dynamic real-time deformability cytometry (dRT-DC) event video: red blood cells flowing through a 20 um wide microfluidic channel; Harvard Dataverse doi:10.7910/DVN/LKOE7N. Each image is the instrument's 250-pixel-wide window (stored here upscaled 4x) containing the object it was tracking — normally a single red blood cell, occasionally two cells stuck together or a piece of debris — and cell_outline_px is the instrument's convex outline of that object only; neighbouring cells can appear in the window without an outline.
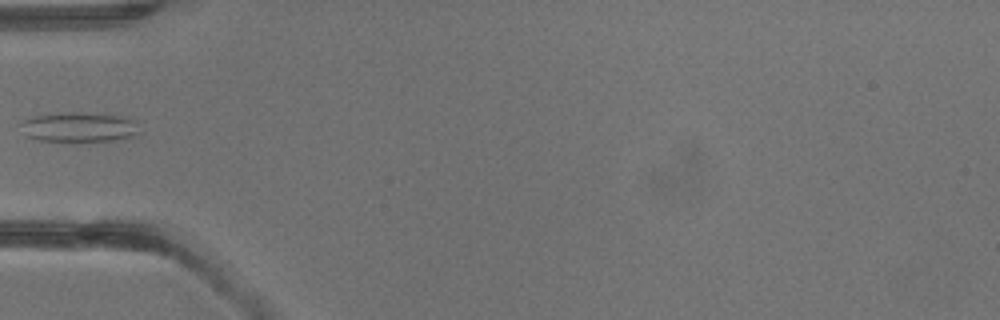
{"species": "common noctule bat (a hibernating species)", "species_latin": "Nyctalus noctula", "temperature_condition": "warm", "stored_images_in_passage": 4, "camera_frame_rate_fps": 3000, "um_per_image_px": 0.085, "animal": {"sex": "male", "body_mass_g": 13.3}, "frame": {"image": 1, "passage_image": 4, "time_ms": 3.333, "image_size_px": [1000, 320], "cell_outline_px": [[140, 132], [132, 136], [112, 140], [36, 140], [24, 136], [20, 124], [24, 120], [36, 116], [64, 112], [80, 112], [124, 116], [136, 120]], "centroid_in_image_um": [6.72, 10.78], "position_along_channel_um": 78.3, "area_um2": 20.4}}